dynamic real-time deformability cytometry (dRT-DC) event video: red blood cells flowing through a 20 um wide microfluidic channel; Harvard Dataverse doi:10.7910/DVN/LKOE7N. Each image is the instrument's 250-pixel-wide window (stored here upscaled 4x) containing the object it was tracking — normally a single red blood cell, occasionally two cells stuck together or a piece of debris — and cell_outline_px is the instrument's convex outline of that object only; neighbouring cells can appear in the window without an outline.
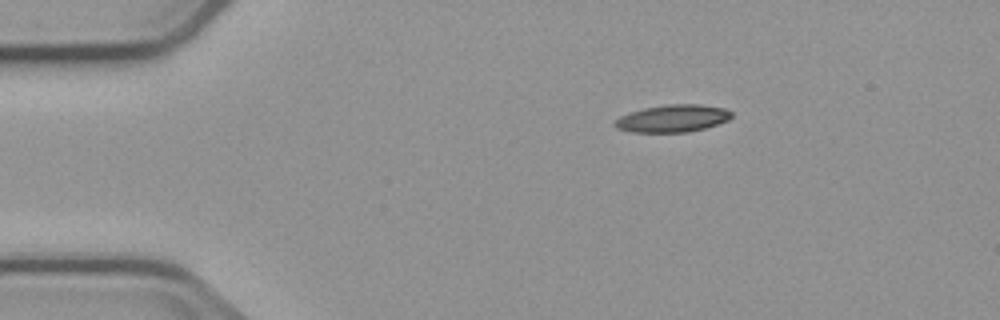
{"species": "common noctule bat (a hibernating species)", "species_latin": "Nyctalus noctula", "temperature_condition": "cold", "stored_images_in_passage": 3, "camera_frame_rate_fps": 3000, "um_per_image_px": 0.085, "animal": {"sex": "male", "body_mass_g": 23.1, "forearm_length_mm": 52.7}, "frame": {"image": 1, "passage_image": 1, "time_ms": 0.0, "image_size_px": [1000, 320], "cell_outline_px": [[732, 116], [728, 120], [704, 128], [688, 132], [632, 132], [616, 128], [612, 124], [620, 116], [644, 108], [668, 104], [700, 104], [724, 108], [732, 112]], "centroid_in_image_um": [57.17, 10.06], "position_along_channel_um": 27.8, "area_um2": 18.5}}
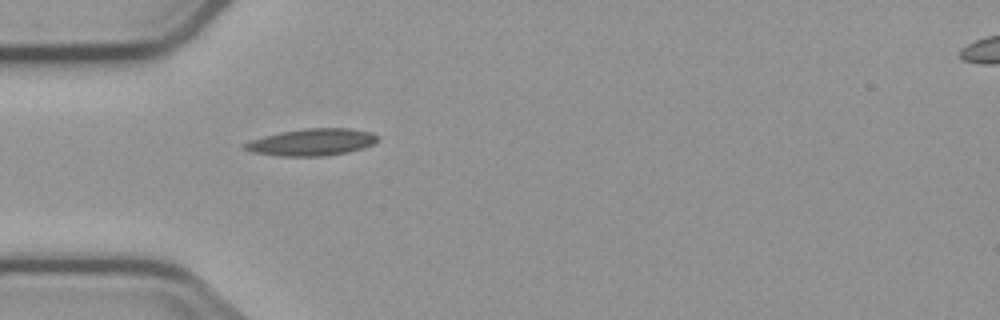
{"frame": {"image": 2, "passage_image": 3, "time_ms": 2.333, "image_size_px": [1000, 320], "cell_outline_px": [[376, 140], [372, 144], [364, 148], [348, 152], [328, 156], [280, 156], [252, 152], [244, 148], [244, 144], [252, 140], [264, 136], [280, 132], [304, 128], [348, 128], [372, 132], [376, 136]], "centroid_in_image_um": [26.52, 12.08], "position_along_channel_um": 58.5, "area_um2": 20.75}}